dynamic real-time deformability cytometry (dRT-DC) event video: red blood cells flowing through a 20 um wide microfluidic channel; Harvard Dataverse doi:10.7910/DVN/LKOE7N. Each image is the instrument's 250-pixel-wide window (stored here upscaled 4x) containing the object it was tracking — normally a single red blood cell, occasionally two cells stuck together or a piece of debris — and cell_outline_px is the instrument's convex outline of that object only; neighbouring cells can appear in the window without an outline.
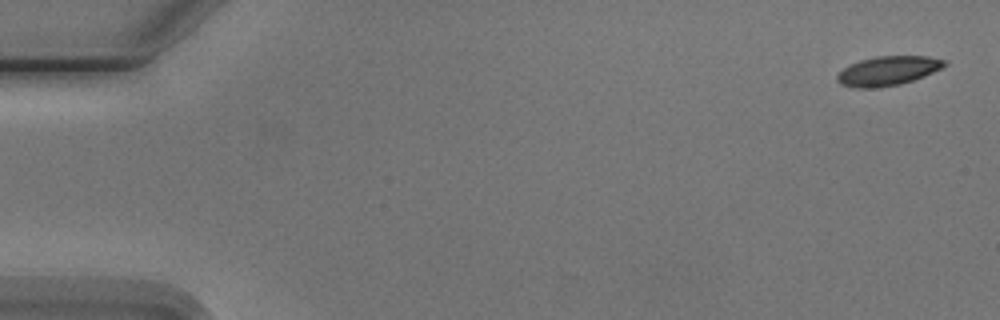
{"species": "Egyptian fruit bat (a non-hibernating species)", "species_latin": "Rousettus aegyptiacus", "temperature_condition": "cold", "stored_images_in_passage": 6, "camera_frame_rate_fps": 3000, "um_per_image_px": 0.085, "animal": {"sex": "male"}, "frame": {"image": 1, "passage_image": 1, "time_ms": 0.0, "image_size_px": [1000, 320], "cell_outline_px": [[948, 64], [944, 68], [924, 76], [900, 84], [880, 88], [856, 88], [840, 84], [836, 80], [836, 76], [844, 68], [860, 60], [876, 56], [928, 56], [948, 60]], "centroid_in_image_um": [75.52, 6.02], "position_along_channel_um": 9.5, "area_um2": 18.5}}
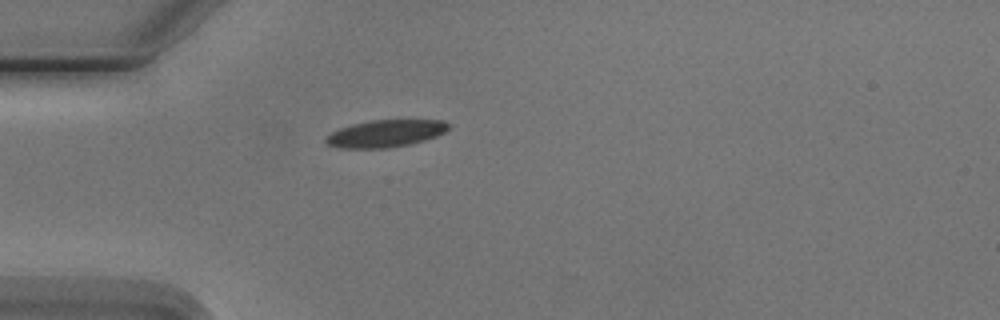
{"frame": {"image": 2, "passage_image": 5, "time_ms": 4.667, "image_size_px": [1000, 320], "cell_outline_px": [[452, 124], [444, 132], [436, 136], [424, 140], [408, 144], [388, 148], [336, 148], [328, 144], [324, 140], [332, 132], [340, 128], [352, 124], [372, 120], [444, 120]], "centroid_in_image_um": [32.78, 11.34], "position_along_channel_um": 52.2, "area_um2": 19.36}}